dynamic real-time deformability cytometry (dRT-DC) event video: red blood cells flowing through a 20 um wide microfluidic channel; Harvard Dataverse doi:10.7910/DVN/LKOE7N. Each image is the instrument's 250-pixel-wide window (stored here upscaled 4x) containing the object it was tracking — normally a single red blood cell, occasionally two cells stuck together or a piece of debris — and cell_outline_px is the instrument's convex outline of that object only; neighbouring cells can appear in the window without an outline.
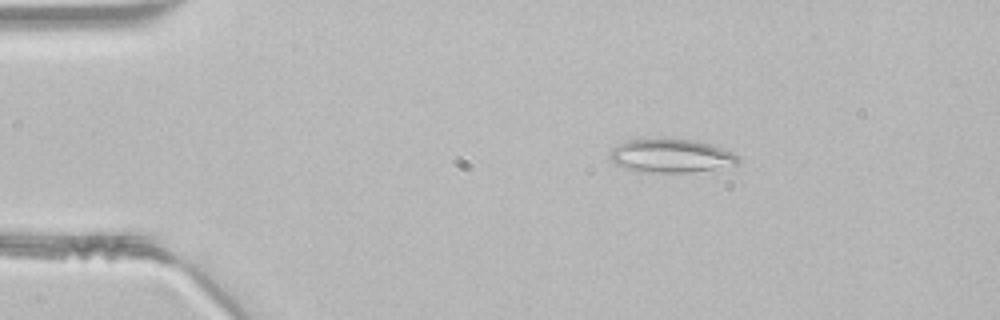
{"species": "common noctule bat (a hibernating species)", "species_latin": "Nyctalus noctula", "temperature_condition": "room temperature", "stored_images_in_passage": 42, "camera_frame_rate_fps": 3000, "um_per_image_px": 0.085, "animal": {"sex": "male", "body_mass_g": 21.5, "forearm_length_mm": 52.0}, "frame": {"image": 1, "passage_image": 3, "time_ms": 0.667, "image_size_px": [1000, 320], "cell_outline_px": [[740, 160], [736, 164], [712, 168], [684, 172], [640, 172], [624, 168], [616, 164], [608, 156], [612, 148], [628, 140], [692, 140], [712, 144], [732, 152], [740, 156]], "centroid_in_image_um": [57.01, 13.25], "position_along_channel_um": 28.0, "area_um2": 24.45}}
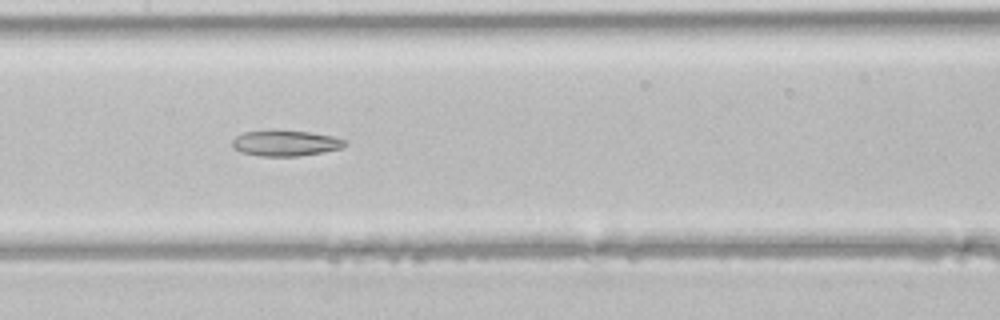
{"frame": {"image": 2, "passage_image": 18, "time_ms": 5.667, "image_size_px": [1000, 320], "cell_outline_px": [[348, 144], [340, 148], [300, 156], [256, 156], [240, 152], [232, 148], [232, 140], [236, 136], [244, 132], [268, 128], [276, 128], [312, 132], [332, 136], [344, 140]], "centroid_in_image_um": [24.18, 12.13], "position_along_channel_um": 183.2, "area_um2": 17.51}}
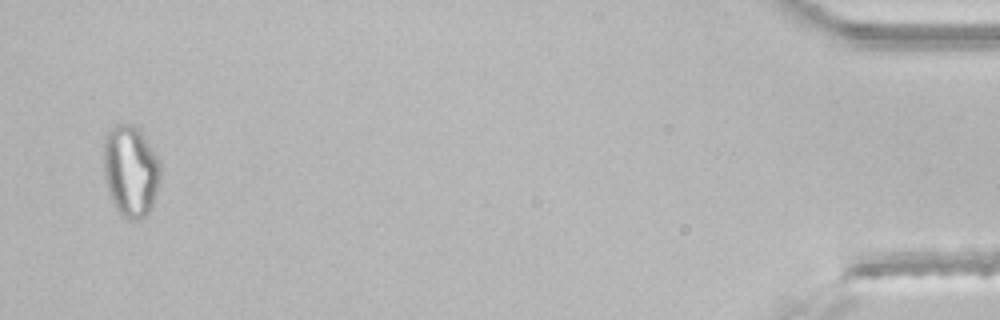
{"frame": {"image": 3, "passage_image": 41, "time_ms": 13.333, "image_size_px": [1000, 320], "cell_outline_px": [[160, 180], [148, 216], [140, 220], [128, 220], [116, 208], [108, 192], [104, 176], [104, 136], [116, 124], [128, 124], [136, 128], [156, 156], [160, 164]], "centroid_in_image_um": [11.08, 14.59], "position_along_channel_um": 424.1, "area_um2": 29.82}}